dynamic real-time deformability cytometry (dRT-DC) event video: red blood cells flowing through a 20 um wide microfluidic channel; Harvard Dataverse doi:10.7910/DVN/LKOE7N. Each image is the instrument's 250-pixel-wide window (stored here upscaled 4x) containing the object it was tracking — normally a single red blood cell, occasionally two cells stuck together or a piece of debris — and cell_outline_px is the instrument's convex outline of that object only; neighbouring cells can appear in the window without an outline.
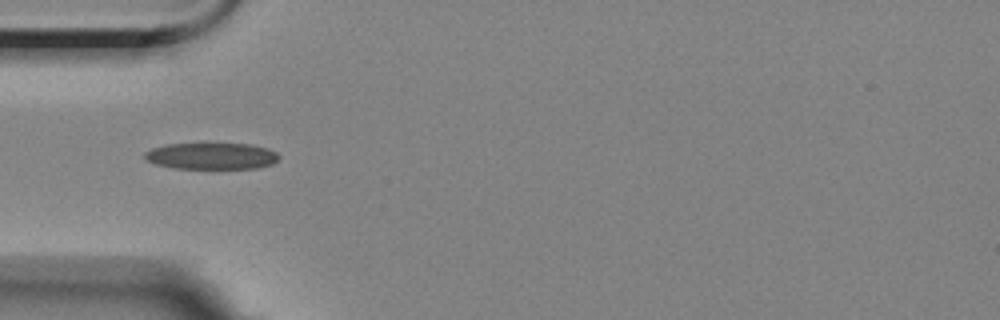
{"species": "Egyptian fruit bat (a non-hibernating species)", "species_latin": "Rousettus aegyptiacus", "temperature_condition": "room temperature", "stored_images_in_passage": 32, "camera_frame_rate_fps": 3000, "um_per_image_px": 0.085, "animal": {"sex": "female"}, "frame": {"image": 1, "passage_image": 1, "time_ms": 0.0, "image_size_px": [1000, 320], "cell_outline_px": [[280, 156], [272, 164], [256, 168], [172, 168], [156, 164], [148, 160], [144, 156], [144, 152], [152, 148], [168, 144], [204, 140], [208, 140], [252, 144], [268, 148], [276, 152]], "centroid_in_image_um": [17.97, 13.19], "position_along_channel_um": 67.0, "area_um2": 21.85}}
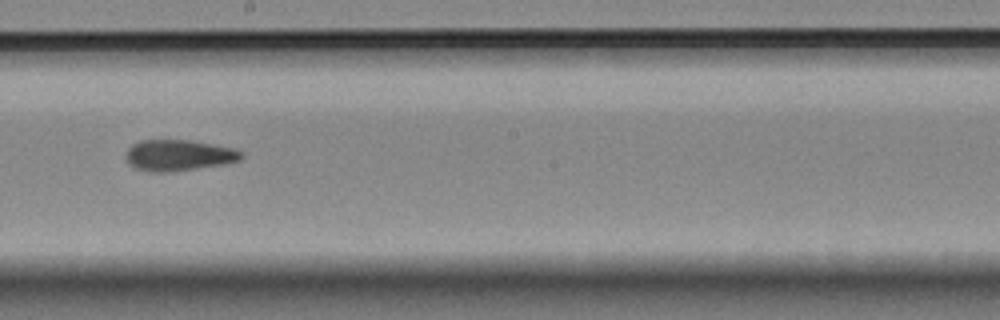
{"frame": {"image": 2, "passage_image": 15, "time_ms": 4.667, "image_size_px": [1000, 320], "cell_outline_px": [[244, 156], [240, 160], [224, 164], [168, 172], [152, 172], [132, 168], [128, 164], [124, 156], [128, 148], [132, 144], [140, 140], [192, 140], [236, 148], [244, 152]], "centroid_in_image_um": [15.18, 13.19], "position_along_channel_um": 233.0, "area_um2": 21.27}}
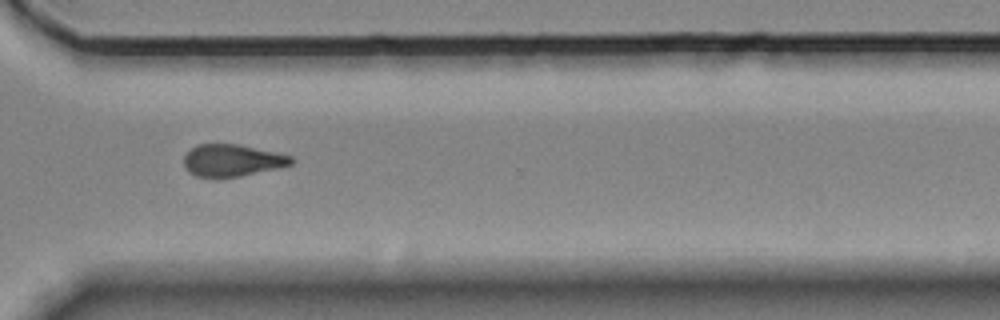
{"frame": {"image": 3, "passage_image": 25, "time_ms": 8.0, "image_size_px": [1000, 320], "cell_outline_px": [[296, 160], [292, 164], [280, 168], [240, 176], [212, 180], [196, 176], [188, 172], [184, 168], [184, 156], [196, 144], [240, 144], [276, 152], [292, 156]], "centroid_in_image_um": [19.72, 13.66], "position_along_channel_um": 350.9, "area_um2": 20.69}, "authors_computed_cell_mechanics": {"area_um2": 20.7213, "velocity_mm_per_s": 3.5342, "shape_relaxation_time_tau1_ms": null, "shape_relaxation_time_tau2_ms": 4.5296, "deformation_change_tau1": null, "deformation_change_tau2": 0.1091}}